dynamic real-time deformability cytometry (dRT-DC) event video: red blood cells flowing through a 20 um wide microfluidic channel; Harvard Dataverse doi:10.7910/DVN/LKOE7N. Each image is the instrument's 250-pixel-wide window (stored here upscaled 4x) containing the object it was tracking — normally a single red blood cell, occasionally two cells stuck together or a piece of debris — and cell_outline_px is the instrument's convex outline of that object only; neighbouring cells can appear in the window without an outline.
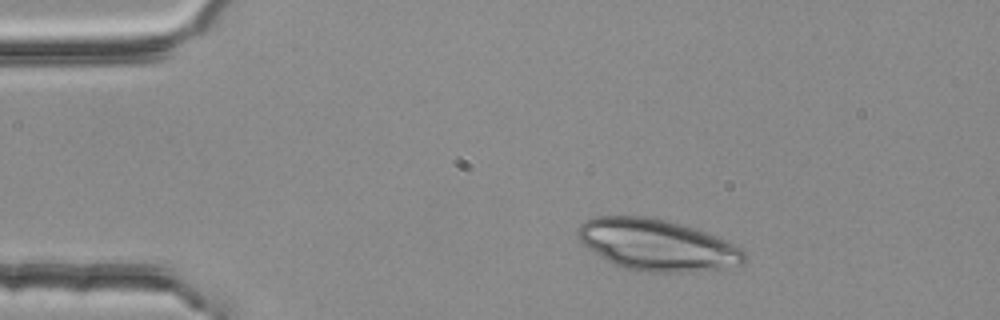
{"species": "common noctule bat (a hibernating species)", "species_latin": "Nyctalus noctula", "temperature_condition": "room temperature", "stored_images_in_passage": 2, "camera_frame_rate_fps": 3000, "um_per_image_px": 0.085, "animal": {"sex": "female", "body_mass_g": 25.1}, "frame": {"image": 1, "passage_image": 1, "time_ms": 0.0, "image_size_px": [1000, 320], "cell_outline_px": [[748, 252], [744, 260], [740, 264], [720, 268], [688, 272], [636, 272], [612, 264], [588, 248], [576, 236], [576, 228], [580, 224], [596, 216], [648, 216], [680, 224], [704, 232], [724, 240]], "centroid_in_image_um": [55.79, 20.83], "position_along_channel_um": 29.2, "area_um2": 49.59}}